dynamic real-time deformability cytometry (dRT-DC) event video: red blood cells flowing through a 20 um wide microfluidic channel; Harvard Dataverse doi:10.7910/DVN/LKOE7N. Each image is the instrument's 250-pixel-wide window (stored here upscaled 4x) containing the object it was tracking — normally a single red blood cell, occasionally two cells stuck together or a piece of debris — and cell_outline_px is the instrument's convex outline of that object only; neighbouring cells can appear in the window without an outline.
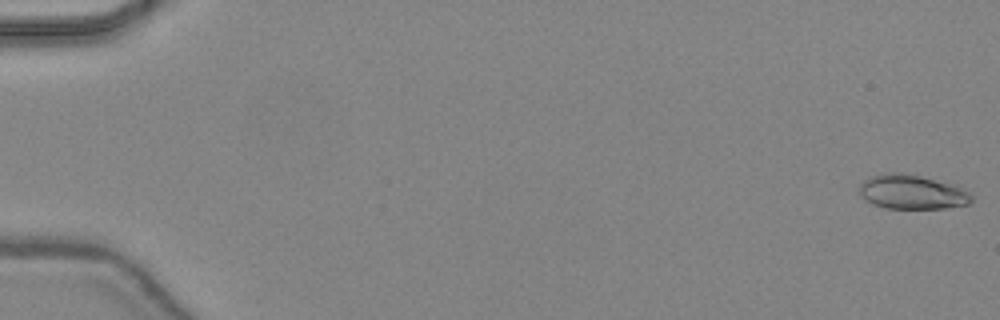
{"species": "common noctule bat (a hibernating species)", "species_latin": "Nyctalus noctula", "temperature_condition": "warm", "stored_images_in_passage": 47, "camera_frame_rate_fps": 3000, "um_per_image_px": 0.085, "animal": {"sex": "female", "body_mass_g": 24.6, "forearm_length_mm": 56.2}, "frame": {"image": 1, "passage_image": 1, "time_ms": 0.0, "image_size_px": [1000, 320], "cell_outline_px": [[972, 200], [968, 204], [944, 208], [884, 208], [872, 204], [864, 200], [860, 196], [860, 184], [864, 180], [872, 176], [884, 172], [900, 172], [920, 176], [948, 184], [960, 188], [968, 192], [972, 196]], "centroid_in_image_um": [77.44, 16.32], "position_along_channel_um": 7.6, "area_um2": 22.2}}
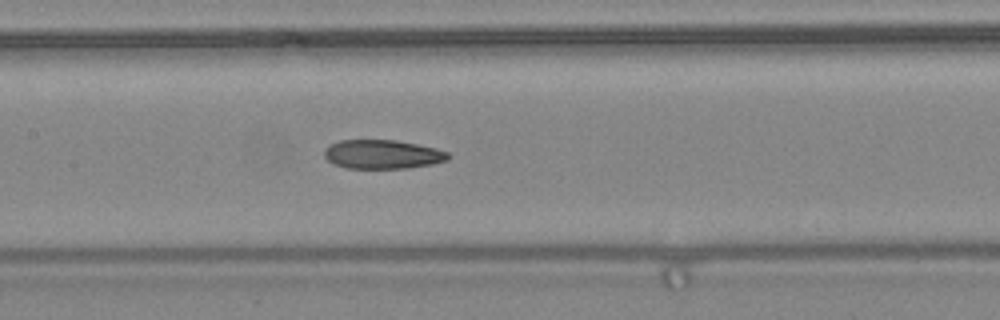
{"frame": {"image": 2, "passage_image": 24, "time_ms": 7.667, "image_size_px": [1000, 320], "cell_outline_px": [[452, 156], [448, 160], [432, 164], [408, 168], [348, 168], [332, 164], [324, 156], [324, 148], [328, 144], [340, 140], [396, 140], [436, 148], [448, 152]], "centroid_in_image_um": [32.5, 13.11], "position_along_channel_um": 174.9, "area_um2": 21.1}}
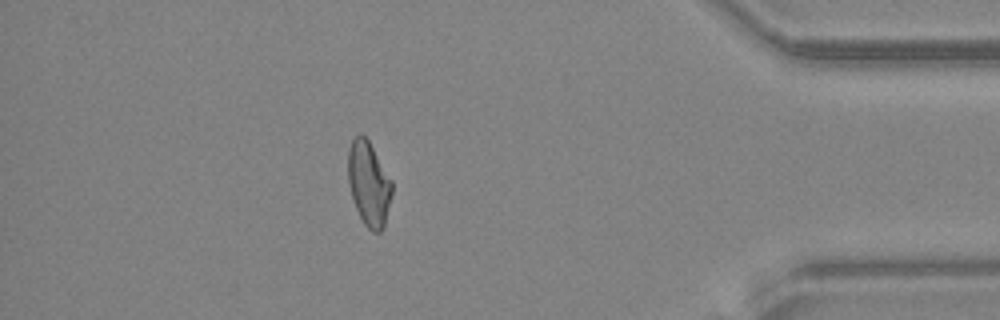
{"frame": {"image": 3, "passage_image": 42, "time_ms": 13.667, "image_size_px": [1000, 320], "cell_outline_px": [[392, 192], [384, 228], [380, 232], [372, 232], [364, 224], [356, 208], [352, 196], [348, 180], [348, 148], [352, 140], [360, 132], [368, 140], [392, 180]], "centroid_in_image_um": [31.35, 15.61], "position_along_channel_um": 403.9, "area_um2": 21.5}, "authors_computed_cell_mechanics": {"area_um2": 21.675, "velocity_mm_per_s": 4.4621, "shape_relaxation_time_tau1_ms": null, "shape_relaxation_time_tau2_ms": 3.2122, "deformation_change_tau1": null, "deformation_change_tau2": 0.1165}}